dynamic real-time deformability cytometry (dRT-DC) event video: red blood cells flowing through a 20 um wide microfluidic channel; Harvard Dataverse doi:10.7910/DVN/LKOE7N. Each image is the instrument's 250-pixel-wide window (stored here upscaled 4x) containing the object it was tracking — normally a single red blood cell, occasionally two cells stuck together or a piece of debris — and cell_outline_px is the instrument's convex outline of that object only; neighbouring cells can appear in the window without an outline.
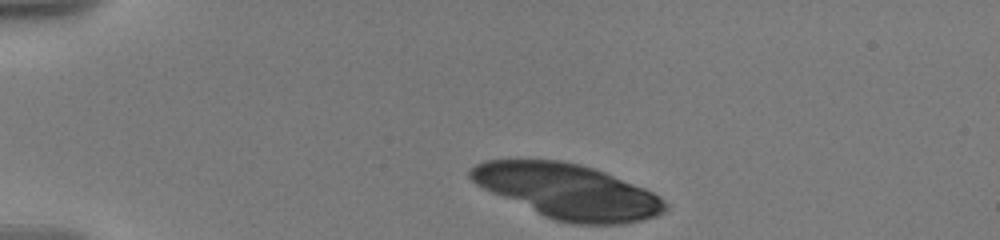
{"species": "human", "species_latin": "Homo sapiens", "temperature_condition": "warm", "stored_images_in_passage": 6, "camera_frame_rate_fps": 3000, "um_per_image_px": 0.085, "donor": {"sex": "male"}, "frame": {"image": 1, "passage_image": 1, "time_ms": 0.0, "image_size_px": [1000, 240], "cell_outline_px": [[668, 208], [664, 212], [656, 216], [624, 224], [572, 224], [556, 220], [544, 216], [492, 192], [476, 184], [468, 176], [468, 168], [484, 160], [560, 160], [580, 164], [604, 172], [644, 188], [660, 196], [668, 204]], "centroid_in_image_um": [48.27, 16.26], "position_along_channel_um": 36.7, "area_um2": 61.67}}